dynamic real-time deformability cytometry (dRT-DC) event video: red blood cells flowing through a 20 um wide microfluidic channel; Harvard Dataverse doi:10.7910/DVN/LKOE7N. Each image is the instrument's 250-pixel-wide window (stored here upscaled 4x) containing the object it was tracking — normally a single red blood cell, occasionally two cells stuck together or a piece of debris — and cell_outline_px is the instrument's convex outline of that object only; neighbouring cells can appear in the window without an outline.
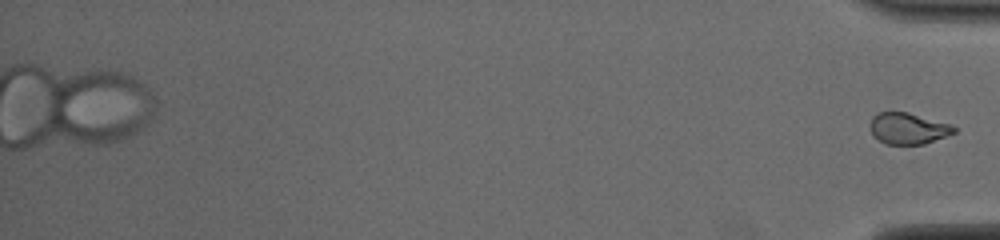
{"species": "common noctule bat (a hibernating species)", "species_latin": "Nyctalus noctula", "temperature_condition": "cold", "stored_images_in_passage": 41, "segment_of_instrument_passage": [2, 2], "camera_frame_rate_fps": 3000, "um_per_image_px": 0.085, "animal": {"sex": "male", "body_mass_g": 19.0, "forearm_length_mm": 50.8}, "frame": {"image": 1, "passage_image": 41, "time_ms": 13.333, "image_size_px": [1000, 240], "cell_outline_px": [[956, 132], [924, 144], [884, 144], [872, 136], [872, 116], [876, 112], [908, 112], [948, 124], [956, 128]], "centroid_in_image_um": [77.16, 10.92], "position_along_channel_um": 358.0, "area_um2": 15.09}}